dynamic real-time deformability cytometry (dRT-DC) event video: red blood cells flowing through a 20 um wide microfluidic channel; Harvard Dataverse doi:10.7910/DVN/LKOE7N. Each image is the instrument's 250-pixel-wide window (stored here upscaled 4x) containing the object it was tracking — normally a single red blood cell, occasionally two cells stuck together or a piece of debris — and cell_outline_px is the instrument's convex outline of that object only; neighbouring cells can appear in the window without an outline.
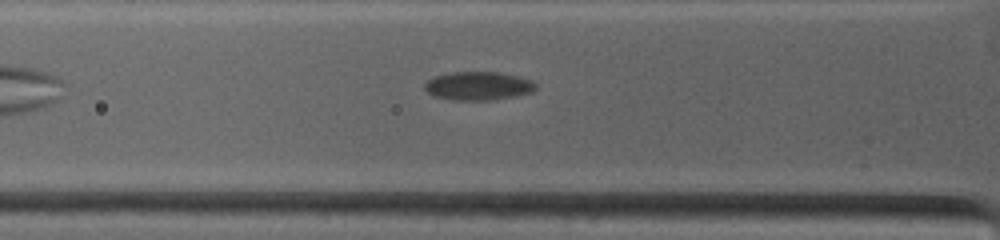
{"species": "common noctule bat (a hibernating species)", "species_latin": "Nyctalus noctula", "temperature_condition": "warm", "stored_images_in_passage": 27, "camera_frame_rate_fps": 4500, "um_per_image_px": 0.085, "animal": {"sex": "female", "body_mass_g": 19.0, "forearm_length_mm": 53.3}, "frame": {"image": 1, "passage_image": 10, "time_ms": 3.111, "image_size_px": [1000, 240], "cell_outline_px": [[536, 88], [532, 92], [516, 96], [492, 100], [452, 100], [436, 96], [428, 92], [424, 88], [424, 84], [432, 76], [448, 72], [496, 72], [520, 76], [532, 80], [536, 84]], "centroid_in_image_um": [40.65, 7.29], "position_along_channel_um": 85.1, "area_um2": 18.61}}
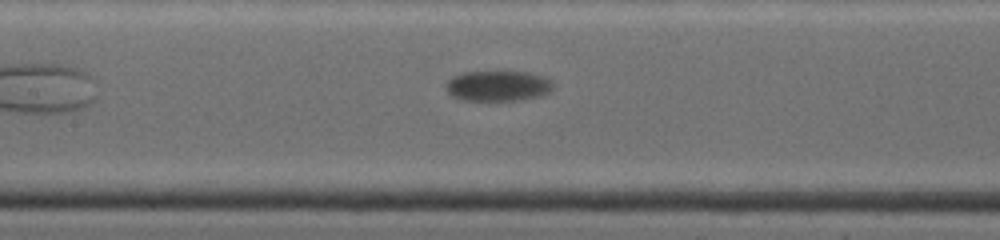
{"frame": {"image": 2, "passage_image": 17, "time_ms": 5.333, "image_size_px": [1000, 240], "cell_outline_px": [[552, 88], [548, 92], [540, 96], [520, 100], [460, 100], [452, 96], [448, 92], [444, 84], [448, 80], [464, 72], [528, 72], [544, 76], [552, 84]], "centroid_in_image_um": [42.3, 7.31], "position_along_channel_um": 165.1, "area_um2": 18.84}}
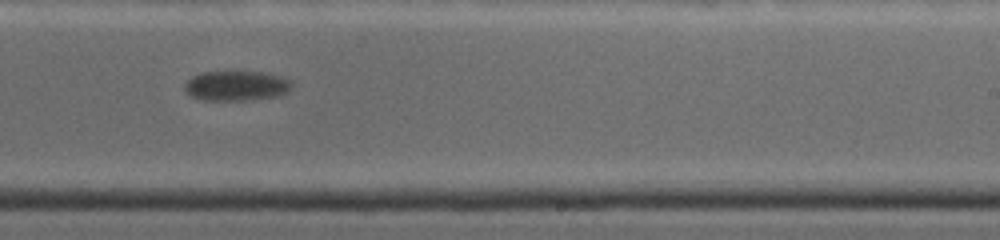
{"frame": {"image": 3, "passage_image": 25, "time_ms": 8.222, "image_size_px": [1000, 240], "cell_outline_px": [[292, 88], [288, 92], [280, 96], [252, 100], [196, 100], [184, 88], [184, 84], [192, 76], [204, 72], [260, 72], [280, 76], [288, 80], [292, 84]], "centroid_in_image_um": [20.1, 7.31], "position_along_channel_um": 268.9, "area_um2": 18.73}}